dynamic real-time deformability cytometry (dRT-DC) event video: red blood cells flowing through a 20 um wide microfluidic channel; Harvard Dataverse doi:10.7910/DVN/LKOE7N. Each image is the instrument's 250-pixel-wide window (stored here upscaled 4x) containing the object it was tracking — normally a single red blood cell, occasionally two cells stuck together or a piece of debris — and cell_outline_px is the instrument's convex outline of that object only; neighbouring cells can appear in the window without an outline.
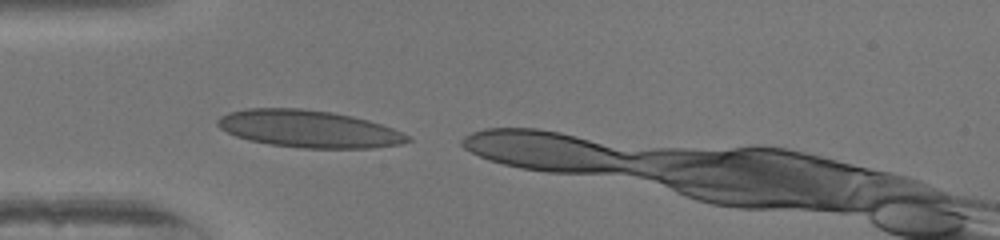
{"species": "human", "species_latin": "Homo sapiens", "temperature_condition": "warm", "stored_images_in_passage": 4, "camera_frame_rate_fps": 3000, "um_per_image_px": 0.085, "donor": {"sex": "female"}, "frame": {"image": 1, "passage_image": 1, "time_ms": 0.0, "image_size_px": [1000, 240], "cell_outline_px": [[412, 140], [400, 144], [372, 148], [300, 148], [272, 144], [248, 140], [236, 136], [220, 128], [216, 124], [216, 120], [220, 116], [228, 112], [248, 108], [300, 108], [328, 112], [352, 116], [368, 120], [392, 128], [408, 136]], "centroid_in_image_um": [26.2, 10.95], "position_along_channel_um": 58.8, "area_um2": 40.98}}